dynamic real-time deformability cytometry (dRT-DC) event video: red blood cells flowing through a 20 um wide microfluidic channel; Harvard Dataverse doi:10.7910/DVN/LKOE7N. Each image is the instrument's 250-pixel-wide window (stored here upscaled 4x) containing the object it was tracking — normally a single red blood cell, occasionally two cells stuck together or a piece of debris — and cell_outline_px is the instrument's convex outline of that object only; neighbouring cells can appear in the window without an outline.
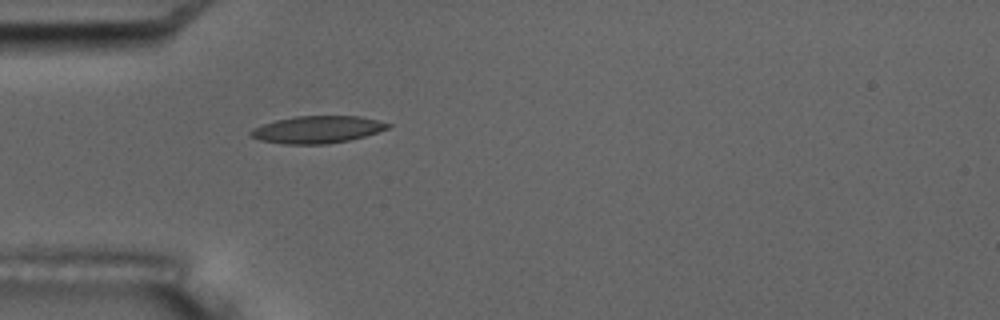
{"species": "common noctule bat (a hibernating species)", "species_latin": "Nyctalus noctula", "temperature_condition": "room temperature", "stored_images_in_passage": 6, "camera_frame_rate_fps": 3000, "um_per_image_px": 0.085, "animal": {"sex": "male", "body_mass_g": 17.5, "forearm_length_mm": 52.3}, "frame": {"image": 1, "passage_image": 6, "time_ms": 5.667, "image_size_px": [1000, 320], "cell_outline_px": [[392, 124], [388, 128], [364, 136], [348, 140], [328, 144], [284, 144], [260, 140], [252, 136], [248, 132], [252, 128], [276, 120], [296, 116], [360, 116]], "centroid_in_image_um": [26.95, 11.01], "position_along_channel_um": 58.1, "area_um2": 21.56}}